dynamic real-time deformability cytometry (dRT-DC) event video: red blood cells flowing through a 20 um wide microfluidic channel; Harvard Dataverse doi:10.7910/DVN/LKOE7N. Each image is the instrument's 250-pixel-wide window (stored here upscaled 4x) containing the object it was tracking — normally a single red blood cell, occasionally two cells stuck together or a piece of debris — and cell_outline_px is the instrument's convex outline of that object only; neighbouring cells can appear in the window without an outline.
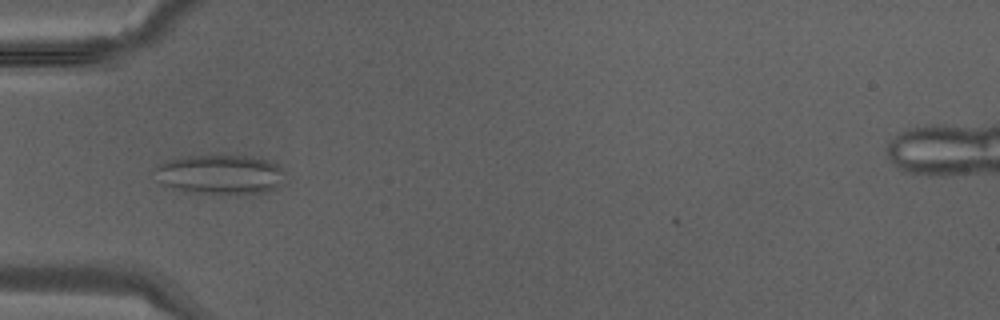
{"species": "Egyptian fruit bat (a non-hibernating species)", "species_latin": "Rousettus aegyptiacus", "temperature_condition": "warm", "stored_images_in_passage": 28, "camera_frame_rate_fps": 3000, "um_per_image_px": 0.085, "animal": {"sex": "male"}, "frame": {"image": 1, "passage_image": 1, "time_ms": 0.0, "image_size_px": [1000, 320], "cell_outline_px": [[284, 184], [268, 192], [192, 192], [164, 184], [152, 168], [156, 164], [164, 160], [188, 156], [248, 156], [268, 160], [276, 164], [284, 172]], "centroid_in_image_um": [18.74, 14.79], "position_along_channel_um": 66.3, "area_um2": 29.36}}